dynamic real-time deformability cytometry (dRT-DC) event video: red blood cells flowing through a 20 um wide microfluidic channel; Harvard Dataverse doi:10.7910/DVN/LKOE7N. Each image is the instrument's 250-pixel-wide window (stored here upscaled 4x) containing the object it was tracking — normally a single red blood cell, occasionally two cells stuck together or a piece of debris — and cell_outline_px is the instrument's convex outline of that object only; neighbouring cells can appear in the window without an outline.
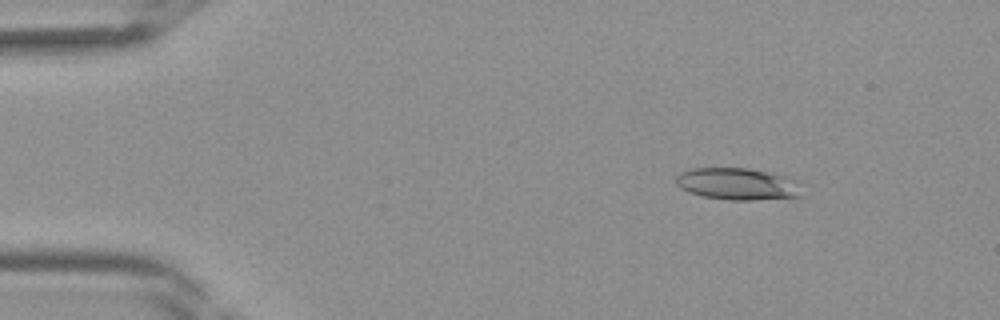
{"species": "Egyptian fruit bat (a non-hibernating species)", "species_latin": "Rousettus aegyptiacus", "temperature_condition": "room temperature", "stored_images_in_passage": 41, "camera_frame_rate_fps": 3000, "um_per_image_px": 0.085, "frame": {"image": 1, "passage_image": 6, "time_ms": 1.667, "image_size_px": [1000, 320], "cell_outline_px": [[804, 196], [752, 200], [728, 200], [704, 196], [688, 192], [680, 188], [676, 184], [676, 176], [680, 172], [688, 168], [748, 168], [788, 176]], "centroid_in_image_um": [62.61, 15.63], "position_along_channel_um": 22.4, "area_um2": 23.29}}
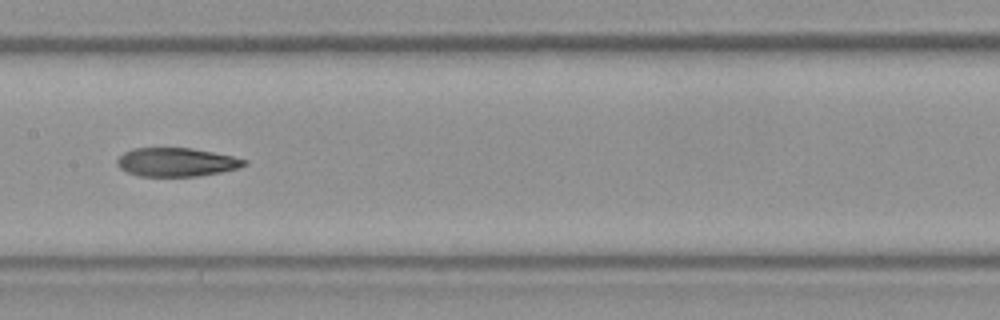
{"frame": {"image": 2, "passage_image": 21, "time_ms": 6.667, "image_size_px": [1000, 320], "cell_outline_px": [[248, 164], [240, 168], [220, 172], [196, 176], [140, 176], [128, 172], [120, 168], [116, 164], [116, 160], [124, 152], [132, 148], [192, 148], [232, 156], [248, 160]], "centroid_in_image_um": [15.0, 13.78], "position_along_channel_um": 192.4, "area_um2": 21.21}}
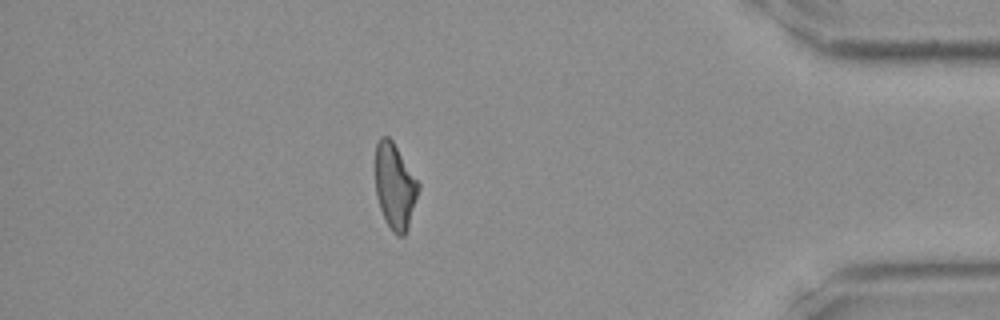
{"frame": {"image": 3, "passage_image": 36, "time_ms": 11.667, "image_size_px": [1000, 320], "cell_outline_px": [[420, 188], [408, 228], [404, 236], [396, 236], [392, 232], [384, 220], [376, 196], [376, 144], [380, 136], [388, 136], [392, 140], [420, 184]], "centroid_in_image_um": [33.57, 15.87], "position_along_channel_um": 401.6, "area_um2": 21.56}}